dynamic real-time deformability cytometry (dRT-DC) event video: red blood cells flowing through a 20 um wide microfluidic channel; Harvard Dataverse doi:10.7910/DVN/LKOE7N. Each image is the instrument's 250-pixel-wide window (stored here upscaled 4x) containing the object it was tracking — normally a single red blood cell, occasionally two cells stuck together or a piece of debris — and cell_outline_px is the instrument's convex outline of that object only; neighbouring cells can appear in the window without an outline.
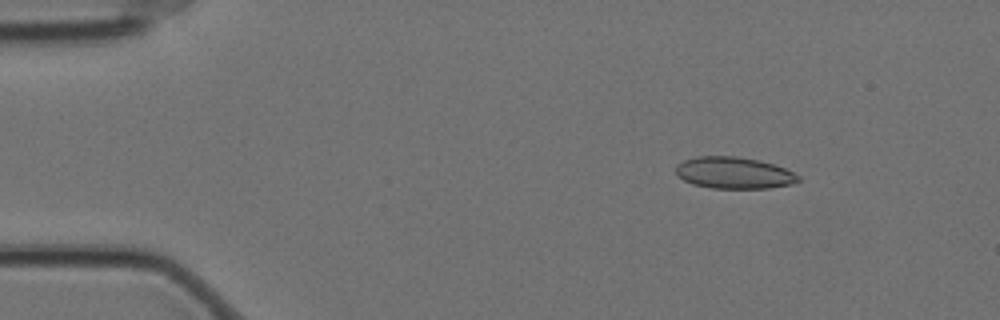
{"species": "Egyptian fruit bat (a non-hibernating species)", "species_latin": "Rousettus aegyptiacus", "temperature_condition": "cold", "stored_images_in_passage": 59, "segment_of_instrument_passage": [1, 2], "camera_frame_rate_fps": 3000, "um_per_image_px": 0.085, "animal": {"sex": "female"}, "frame": {"image": 1, "passage_image": 8, "time_ms": 2.333, "image_size_px": [1000, 320], "cell_outline_px": [[800, 180], [792, 184], [768, 188], [712, 188], [692, 184], [684, 180], [676, 172], [676, 164], [684, 160], [696, 156], [736, 156], [760, 160], [784, 168], [800, 176]], "centroid_in_image_um": [62.38, 14.69], "position_along_channel_um": 22.6, "area_um2": 22.54}}
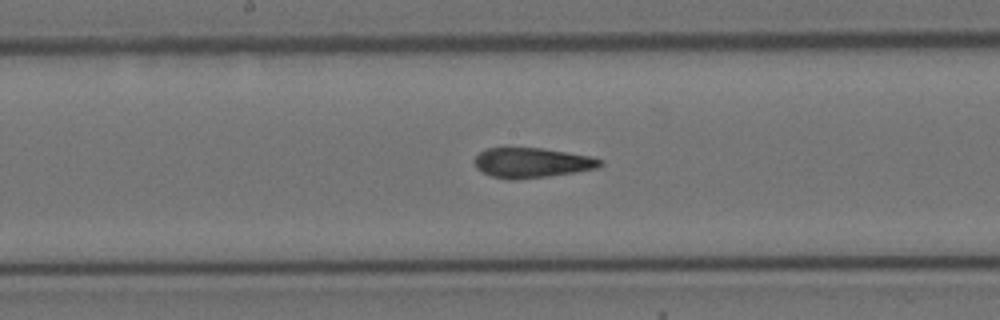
{"frame": {"image": 2, "passage_image": 30, "time_ms": 9.667, "image_size_px": [1000, 320], "cell_outline_px": [[604, 164], [596, 168], [576, 172], [548, 176], [516, 180], [508, 180], [492, 176], [476, 168], [472, 160], [480, 152], [488, 148], [544, 148], [592, 156], [604, 160]], "centroid_in_image_um": [45.23, 13.83], "position_along_channel_um": 203.0, "area_um2": 22.14}}
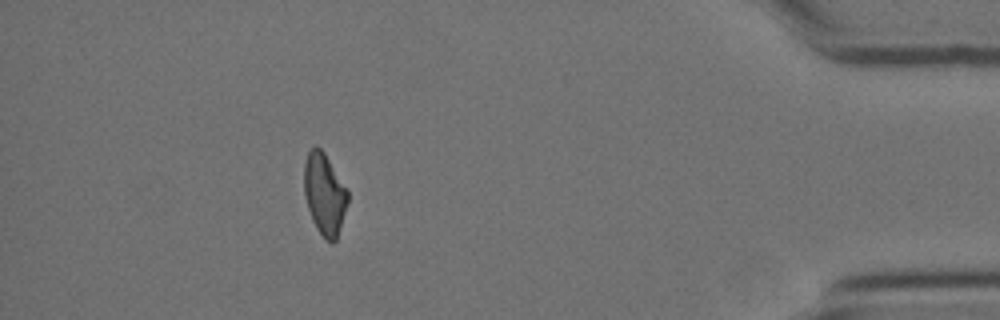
{"frame": {"image": 3, "passage_image": 52, "time_ms": 17.0, "image_size_px": [1000, 320], "cell_outline_px": [[348, 200], [336, 240], [332, 244], [324, 240], [316, 228], [312, 220], [304, 196], [304, 164], [308, 152], [316, 144], [324, 152], [348, 192]], "centroid_in_image_um": [27.55, 16.52], "position_along_channel_um": 407.6, "area_um2": 20.58}}